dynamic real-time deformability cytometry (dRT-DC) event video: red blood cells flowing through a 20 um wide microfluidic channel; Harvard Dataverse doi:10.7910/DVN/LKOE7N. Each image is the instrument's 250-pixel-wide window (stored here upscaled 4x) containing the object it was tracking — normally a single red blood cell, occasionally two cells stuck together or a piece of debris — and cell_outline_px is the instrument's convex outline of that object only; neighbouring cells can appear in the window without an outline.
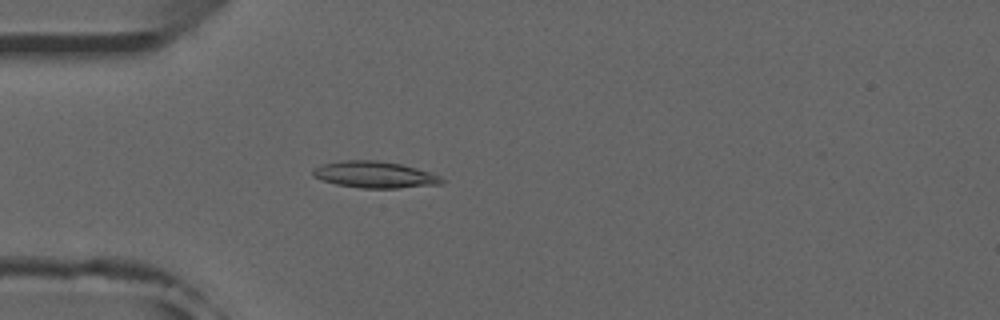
{"species": "common noctule bat (a hibernating species)", "species_latin": "Nyctalus noctula", "temperature_condition": "room temperature", "stored_images_in_passage": 52, "camera_frame_rate_fps": 3000, "um_per_image_px": 0.085, "animal": {"sex": "male", "forearm_length_mm": 52.5}, "frame": {"image": 1, "passage_image": 15, "time_ms": 4.667, "image_size_px": [1000, 320], "cell_outline_px": [[444, 180], [440, 184], [400, 188], [360, 188], [336, 184], [312, 176], [312, 168], [320, 164], [340, 160], [376, 160], [400, 164], [432, 172], [440, 176]], "centroid_in_image_um": [31.82, 14.84], "position_along_channel_um": 53.2, "area_um2": 20.06}}
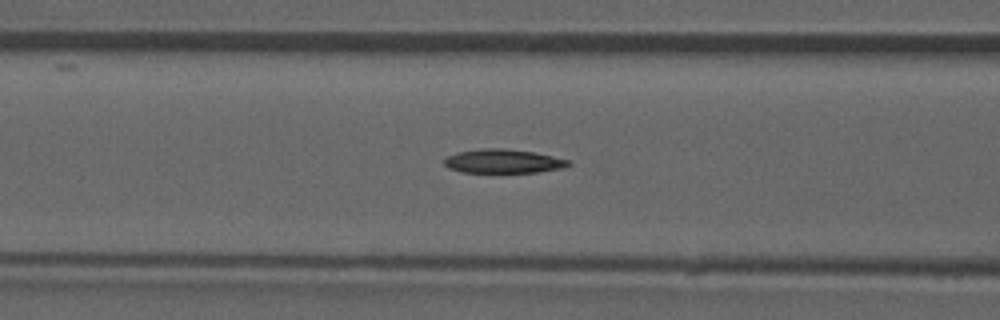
{"frame": {"image": 2, "passage_image": 21, "time_ms": 6.667, "image_size_px": [1000, 320], "cell_outline_px": [[572, 164], [564, 168], [536, 172], [460, 172], [448, 168], [444, 164], [444, 160], [448, 156], [460, 152], [484, 148], [504, 148], [532, 152], [552, 156], [568, 160]], "centroid_in_image_um": [42.78, 13.71], "position_along_channel_um": 123.8, "area_um2": 17.11}}
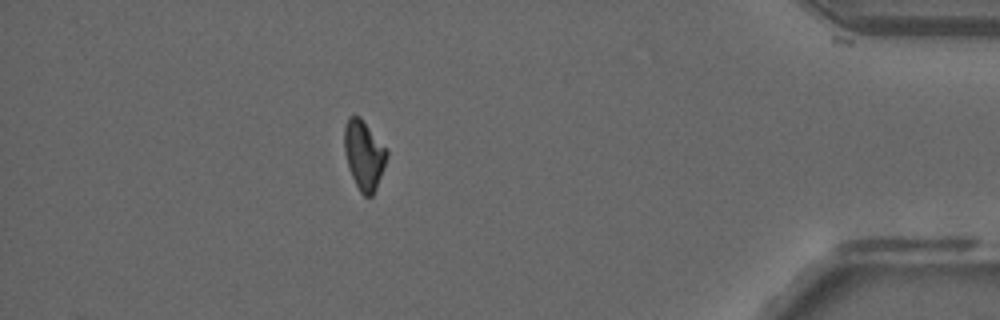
{"frame": {"image": 3, "passage_image": 46, "time_ms": 15.0, "image_size_px": [1000, 320], "cell_outline_px": [[388, 156], [376, 188], [372, 196], [364, 196], [360, 192], [348, 168], [344, 152], [344, 124], [348, 116], [360, 116], [388, 152]], "centroid_in_image_um": [30.91, 13.16], "position_along_channel_um": 404.3, "area_um2": 16.99}}